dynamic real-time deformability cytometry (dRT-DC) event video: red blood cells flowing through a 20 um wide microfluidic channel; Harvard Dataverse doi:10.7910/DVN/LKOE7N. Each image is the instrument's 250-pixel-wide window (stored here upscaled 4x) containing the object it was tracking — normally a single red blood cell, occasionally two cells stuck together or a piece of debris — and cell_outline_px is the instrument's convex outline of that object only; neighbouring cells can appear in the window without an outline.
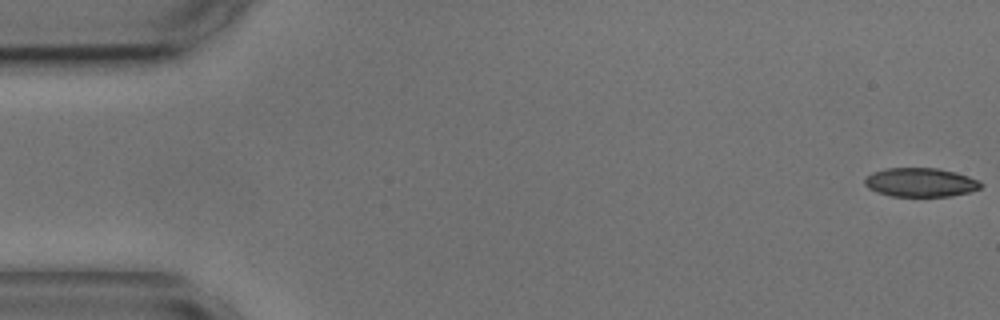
{"species": "common noctule bat (a hibernating species)", "species_latin": "Nyctalus noctula", "temperature_condition": "cold", "stored_images_in_passage": 6, "camera_frame_rate_fps": 3000, "um_per_image_px": 0.085, "animal": {"sex": "male", "body_mass_g": 17.9, "forearm_length_mm": 54.2}, "frame": {"image": 1, "passage_image": 1, "time_ms": 0.0, "image_size_px": [1000, 320], "cell_outline_px": [[984, 184], [980, 188], [968, 192], [948, 196], [892, 196], [876, 192], [868, 188], [864, 184], [864, 180], [872, 172], [884, 168], [936, 168], [956, 172], [980, 180]], "centroid_in_image_um": [78.24, 15.49], "position_along_channel_um": 6.8, "area_um2": 19.59}}